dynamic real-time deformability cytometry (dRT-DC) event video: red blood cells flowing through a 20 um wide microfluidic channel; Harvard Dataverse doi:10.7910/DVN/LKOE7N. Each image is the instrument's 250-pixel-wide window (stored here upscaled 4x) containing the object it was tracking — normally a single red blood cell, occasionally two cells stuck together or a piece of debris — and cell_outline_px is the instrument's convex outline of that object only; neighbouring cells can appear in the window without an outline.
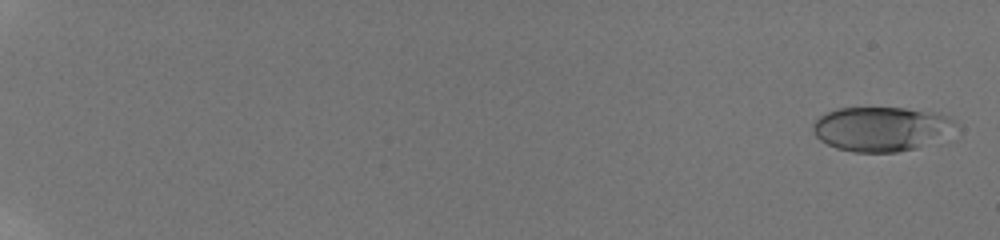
{"species": "human", "species_latin": "Homo sapiens", "temperature_condition": "room temperature", "stored_images_in_passage": 11, "camera_frame_rate_fps": 3000, "um_per_image_px": 0.085, "donor": {"sex": "male"}, "frame": {"image": 1, "passage_image": 1, "time_ms": 0.0, "image_size_px": [1000, 240], "cell_outline_px": [[956, 124], [916, 148], [896, 152], [856, 152], [836, 148], [820, 140], [816, 136], [812, 128], [812, 124], [820, 116], [836, 108], [904, 108], [940, 112], [948, 116]], "centroid_in_image_um": [74.77, 10.93], "position_along_channel_um": 10.2, "area_um2": 35.95}}
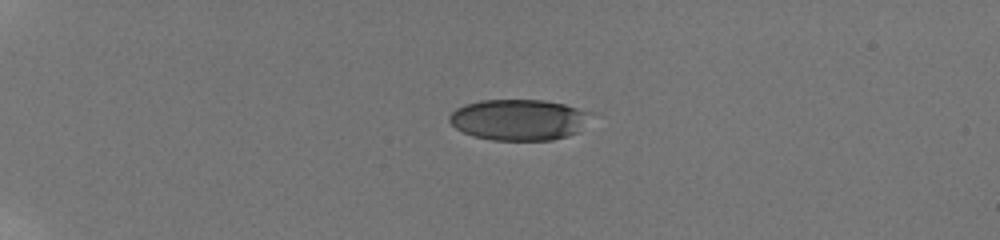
{"frame": {"image": 2, "passage_image": 7, "time_ms": 5.0, "image_size_px": [1000, 240], "cell_outline_px": [[596, 112], [580, 132], [568, 136], [552, 140], [492, 140], [472, 136], [456, 128], [448, 120], [448, 116], [456, 108], [464, 104], [480, 100], [544, 100], [564, 104]], "centroid_in_image_um": [44.16, 10.17], "position_along_channel_um": 40.8, "area_um2": 34.39}}
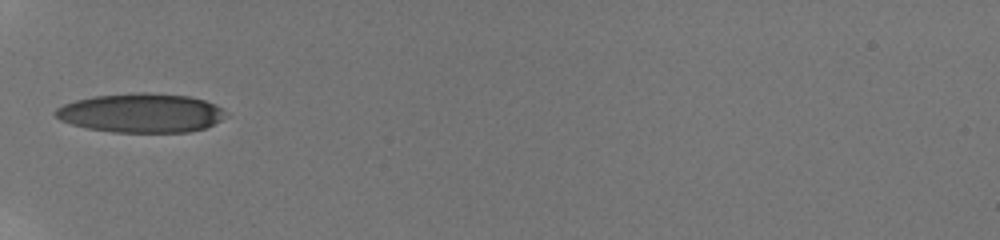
{"frame": {"image": 3, "passage_image": 10, "time_ms": 7.667, "image_size_px": [1000, 240], "cell_outline_px": [[228, 116], [204, 128], [188, 132], [112, 132], [88, 128], [72, 124], [60, 120], [52, 112], [56, 108], [64, 104], [76, 100], [92, 96], [132, 92], [148, 92], [188, 96], [204, 100], [216, 104], [224, 108]], "centroid_in_image_um": [12.0, 9.59], "position_along_channel_um": 73.0, "area_um2": 39.07}}